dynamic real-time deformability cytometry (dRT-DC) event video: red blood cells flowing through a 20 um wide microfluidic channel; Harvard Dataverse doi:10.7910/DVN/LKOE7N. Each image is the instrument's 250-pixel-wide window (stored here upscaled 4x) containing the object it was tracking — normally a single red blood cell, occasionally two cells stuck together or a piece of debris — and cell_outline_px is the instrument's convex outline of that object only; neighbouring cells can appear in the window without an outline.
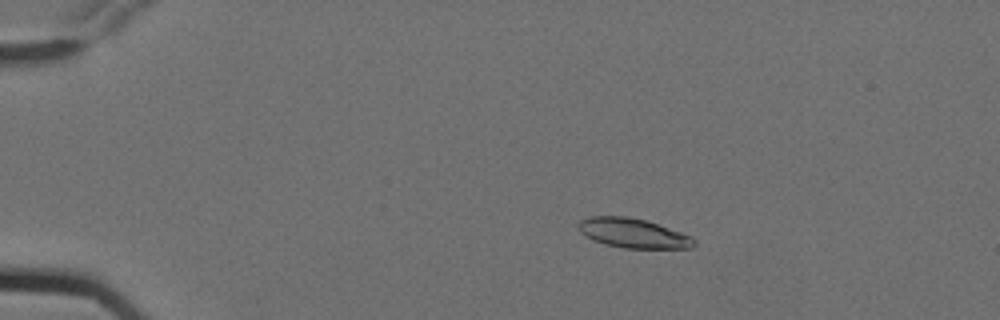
{"species": "Egyptian fruit bat (a non-hibernating species)", "species_latin": "Rousettus aegyptiacus", "temperature_condition": "cold", "stored_images_in_passage": 4, "camera_frame_rate_fps": 3000, "um_per_image_px": 0.085, "animal": {"sex": "female"}, "frame": {"image": 1, "passage_image": 3, "time_ms": 0.667, "image_size_px": [1000, 320], "cell_outline_px": [[696, 244], [692, 248], [624, 248], [604, 244], [592, 240], [580, 232], [576, 228], [576, 224], [580, 220], [588, 216], [628, 216], [644, 220], [680, 232], [696, 240]], "centroid_in_image_um": [53.74, 19.82], "position_along_channel_um": 31.3, "area_um2": 19.88}}